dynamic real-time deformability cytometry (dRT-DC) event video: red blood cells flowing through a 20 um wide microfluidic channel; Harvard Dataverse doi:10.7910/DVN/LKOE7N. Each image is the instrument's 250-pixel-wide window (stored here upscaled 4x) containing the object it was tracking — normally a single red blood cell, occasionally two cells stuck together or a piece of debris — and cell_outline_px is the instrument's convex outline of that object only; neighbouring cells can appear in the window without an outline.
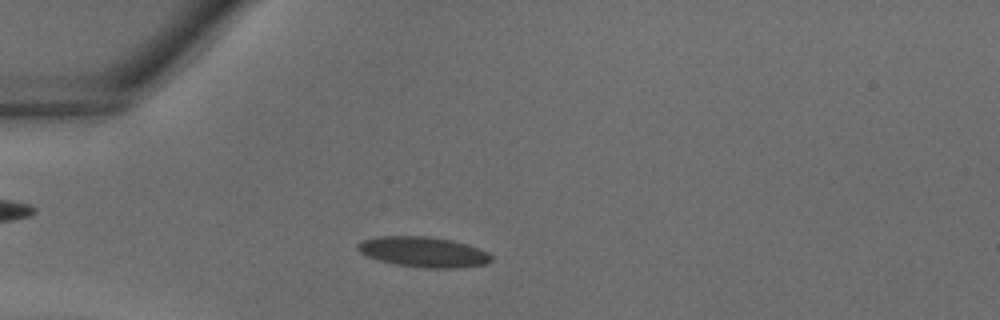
{"species": "common noctule bat (a hibernating species)", "species_latin": "Nyctalus noctula", "temperature_condition": "warm", "stored_images_in_passage": 35, "camera_frame_rate_fps": 3000, "um_per_image_px": 0.085, "animal": {"sex": "male", "body_mass_g": 18.8}, "frame": {"image": 1, "passage_image": 7, "time_ms": 2.0, "image_size_px": [1000, 320], "cell_outline_px": [[492, 260], [488, 264], [460, 268], [424, 268], [396, 264], [380, 260], [368, 256], [360, 252], [356, 248], [356, 244], [364, 240], [376, 236], [428, 236], [452, 240], [488, 252], [492, 256]], "centroid_in_image_um": [36.0, 21.42], "position_along_channel_um": 49.0, "area_um2": 23.58}}
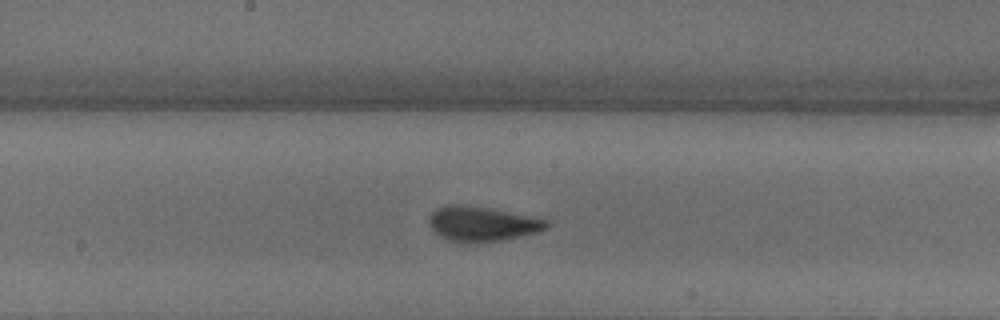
{"frame": {"image": 2, "passage_image": 17, "time_ms": 5.333, "image_size_px": [1000, 320], "cell_outline_px": [[548, 228], [540, 232], [500, 240], [476, 244], [460, 244], [448, 240], [440, 236], [428, 224], [428, 220], [432, 212], [436, 208], [448, 204], [464, 204], [488, 208], [548, 220]], "centroid_in_image_um": [40.93, 19.05], "position_along_channel_um": 207.3, "area_um2": 24.1}}
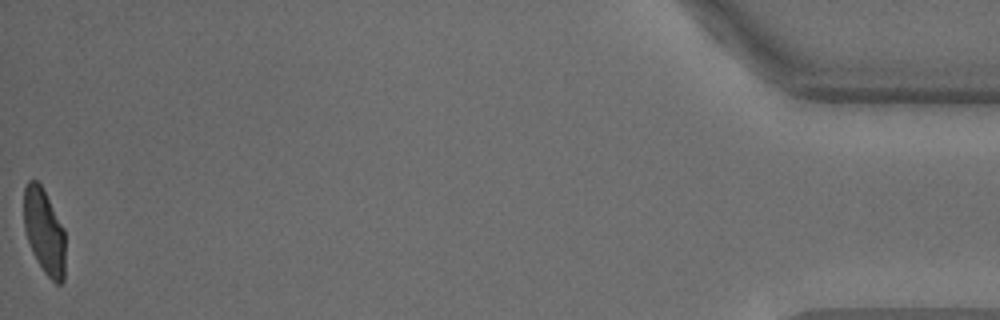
{"frame": {"image": 3, "passage_image": 35, "time_ms": 11.333, "image_size_px": [1000, 320], "cell_outline_px": [[64, 280], [60, 284], [56, 284], [44, 272], [36, 260], [32, 252], [24, 228], [24, 188], [28, 180], [36, 180], [40, 184], [64, 228]], "centroid_in_image_um": [3.75, 19.69], "position_along_channel_um": 431.5, "area_um2": 20.4}}